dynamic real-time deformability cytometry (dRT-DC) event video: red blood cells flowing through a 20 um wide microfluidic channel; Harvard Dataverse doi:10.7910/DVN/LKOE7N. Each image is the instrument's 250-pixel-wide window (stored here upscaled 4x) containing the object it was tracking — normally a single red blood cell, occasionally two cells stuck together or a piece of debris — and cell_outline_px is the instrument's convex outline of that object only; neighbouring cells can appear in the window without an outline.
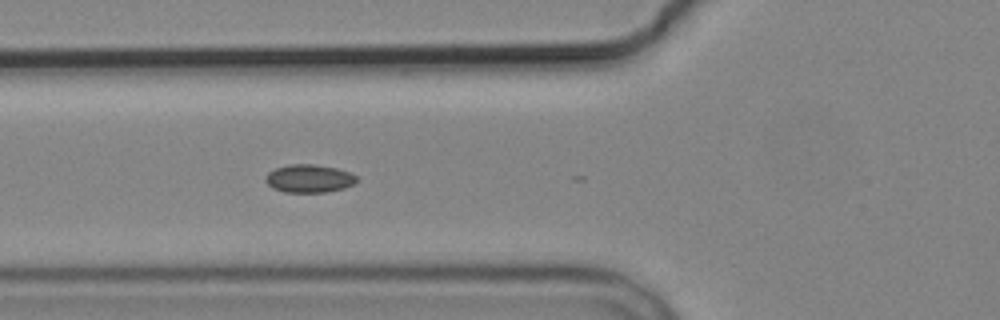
{"species": "common noctule bat (a hibernating species)", "species_latin": "Nyctalus noctula", "temperature_condition": "cold", "stored_images_in_passage": 4, "camera_frame_rate_fps": 3000, "um_per_image_px": 0.085, "animal": {"sex": "male", "body_mass_g": 19.2, "forearm_length_mm": 51.8}, "frame": {"image": 1, "passage_image": 4, "time_ms": 3.333, "image_size_px": [1000, 320], "cell_outline_px": [[356, 180], [352, 184], [344, 188], [324, 192], [284, 192], [272, 188], [264, 180], [264, 176], [268, 172], [276, 168], [288, 164], [316, 164], [336, 168], [348, 172], [356, 176]], "centroid_in_image_um": [26.21, 15.17], "position_along_channel_um": 99.6, "area_um2": 14.85}}